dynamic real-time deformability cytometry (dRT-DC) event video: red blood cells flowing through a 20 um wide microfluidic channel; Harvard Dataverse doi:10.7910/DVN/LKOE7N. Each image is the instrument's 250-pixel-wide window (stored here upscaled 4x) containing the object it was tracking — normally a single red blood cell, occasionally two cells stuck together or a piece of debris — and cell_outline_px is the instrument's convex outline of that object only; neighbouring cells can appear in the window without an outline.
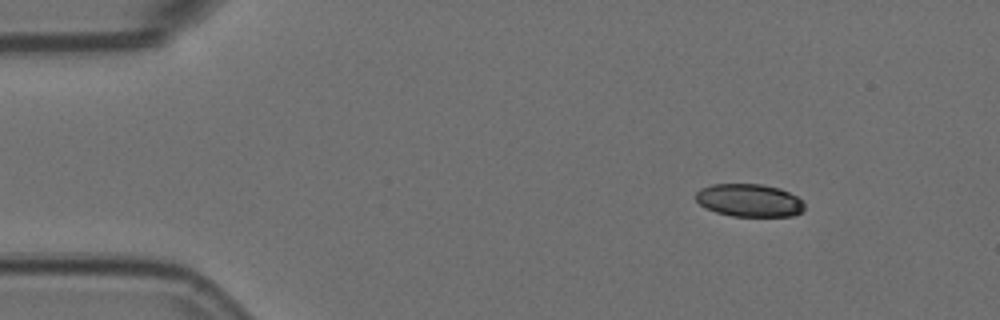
{"species": "Egyptian fruit bat (a non-hibernating species)", "species_latin": "Rousettus aegyptiacus", "temperature_condition": "room temperature", "stored_images_in_passage": 8, "camera_frame_rate_fps": 3000, "um_per_image_px": 0.085, "animal": {"sex": "female"}, "frame": {"image": 1, "passage_image": 1, "time_ms": 0.0, "image_size_px": [1000, 320], "cell_outline_px": [[804, 208], [800, 212], [792, 216], [732, 216], [716, 212], [704, 208], [696, 200], [696, 192], [700, 188], [712, 184], [760, 184], [780, 188], [796, 196], [804, 204]], "centroid_in_image_um": [63.65, 17.03], "position_along_channel_um": 21.3, "area_um2": 20.75}}
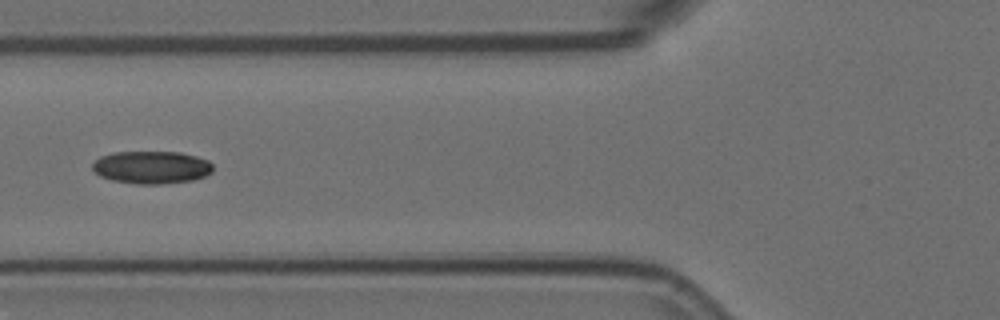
{"frame": {"image": 2, "passage_image": 5, "time_ms": 1.333, "image_size_px": [1000, 320], "cell_outline_px": [[212, 172], [204, 176], [192, 180], [160, 184], [136, 184], [112, 180], [100, 176], [92, 168], [92, 164], [100, 156], [112, 152], [180, 152], [196, 156], [208, 160], [212, 164]], "centroid_in_image_um": [12.87, 14.22], "position_along_channel_um": 112.9, "area_um2": 22.95}}
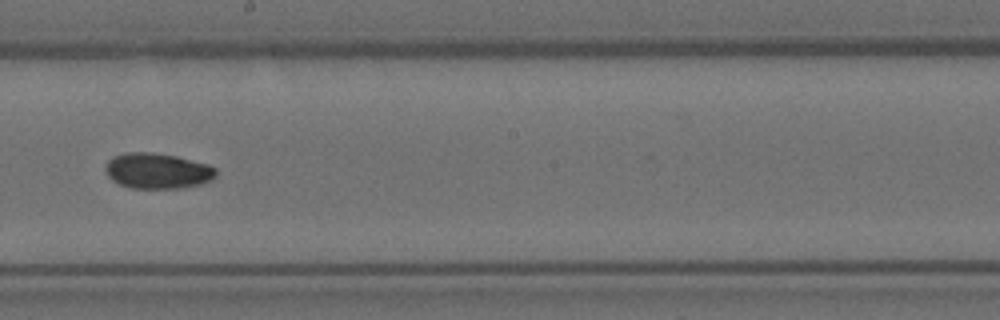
{"frame": {"image": 3, "passage_image": 8, "time_ms": 2.333, "image_size_px": [1000, 320], "cell_outline_px": [[216, 176], [212, 180], [200, 184], [180, 188], [132, 188], [120, 184], [112, 180], [108, 176], [104, 168], [108, 160], [112, 156], [128, 152], [152, 152], [176, 156], [208, 164], [216, 168]], "centroid_in_image_um": [13.38, 14.52], "position_along_channel_um": 234.8, "area_um2": 23.0}}